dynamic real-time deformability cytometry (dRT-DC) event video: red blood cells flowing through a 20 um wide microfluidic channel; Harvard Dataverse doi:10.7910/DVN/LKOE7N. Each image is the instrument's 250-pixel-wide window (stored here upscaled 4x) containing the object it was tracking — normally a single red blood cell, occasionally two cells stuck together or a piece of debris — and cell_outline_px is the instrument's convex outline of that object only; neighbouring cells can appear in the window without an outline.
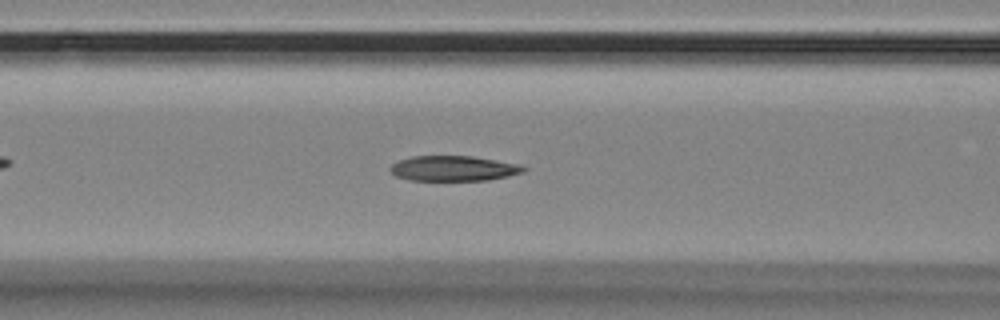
{"species": "Egyptian fruit bat (a non-hibernating species)", "species_latin": "Rousettus aegyptiacus", "temperature_condition": "room temperature", "stored_images_in_passage": 56, "camera_frame_rate_fps": 3000, "um_per_image_px": 0.085, "animal": {"sex": "female"}, "frame": {"image": 1, "passage_image": 22, "time_ms": 7.0, "image_size_px": [1000, 320], "cell_outline_px": [[528, 168], [524, 172], [508, 176], [488, 180], [408, 180], [396, 176], [388, 168], [392, 164], [400, 160], [412, 156], [472, 156], [520, 164]], "centroid_in_image_um": [38.57, 14.31], "position_along_channel_um": 128.0, "area_um2": 19.59}}
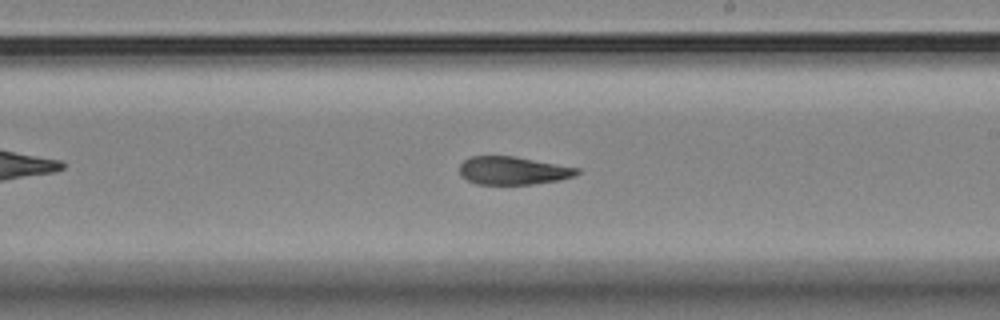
{"frame": {"image": 2, "passage_image": 32, "time_ms": 10.333, "image_size_px": [1000, 320], "cell_outline_px": [[580, 172], [572, 176], [560, 180], [532, 184], [476, 184], [460, 176], [460, 164], [464, 160], [472, 156], [512, 156], [580, 168]], "centroid_in_image_um": [43.59, 14.5], "position_along_channel_um": 245.4, "area_um2": 19.07}}
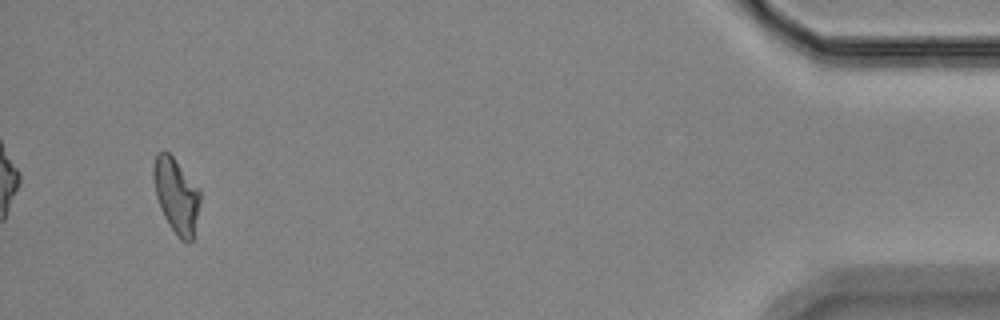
{"frame": {"image": 3, "passage_image": 53, "time_ms": 17.333, "image_size_px": [1000, 320], "cell_outline_px": [[200, 200], [192, 240], [188, 244], [180, 240], [176, 236], [164, 216], [156, 196], [152, 176], [152, 168], [156, 152], [164, 148], [172, 156], [200, 188]], "centroid_in_image_um": [14.96, 16.58], "position_along_channel_um": 420.2, "area_um2": 20.58}, "authors_computed_cell_mechanics": {"area_um2": 20.4612, "velocity_mm_per_s": 3.5231, "shape_relaxation_time_tau1_ms": null, "shape_relaxation_time_tau2_ms": 6.949, "deformation_change_tau1": null, "deformation_change_tau2": 0.1432}}